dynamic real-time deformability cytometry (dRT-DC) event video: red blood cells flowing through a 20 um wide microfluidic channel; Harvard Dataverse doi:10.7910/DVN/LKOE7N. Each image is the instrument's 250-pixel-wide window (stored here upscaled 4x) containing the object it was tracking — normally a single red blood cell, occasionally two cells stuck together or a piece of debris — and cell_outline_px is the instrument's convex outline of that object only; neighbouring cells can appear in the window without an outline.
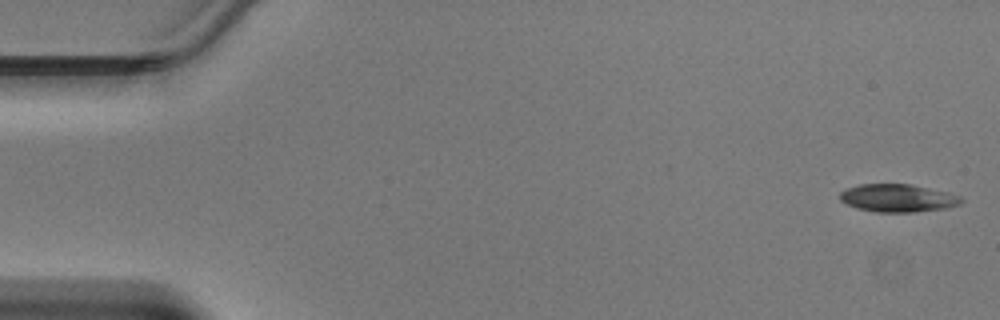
{"species": "Egyptian fruit bat (a non-hibernating species)", "species_latin": "Rousettus aegyptiacus", "temperature_condition": "warm", "stored_images_in_passage": 12, "camera_frame_rate_fps": 3000, "um_per_image_px": 0.085, "animal": {"sex": "male"}, "frame": {"image": 1, "passage_image": 1, "time_ms": 0.0, "image_size_px": [1000, 320], "cell_outline_px": [[964, 200], [960, 204], [948, 208], [912, 212], [876, 212], [856, 208], [840, 200], [840, 192], [844, 188], [860, 184], [908, 184], [948, 192], [960, 196]], "centroid_in_image_um": [76.3, 16.83], "position_along_channel_um": 8.7, "area_um2": 19.71}}
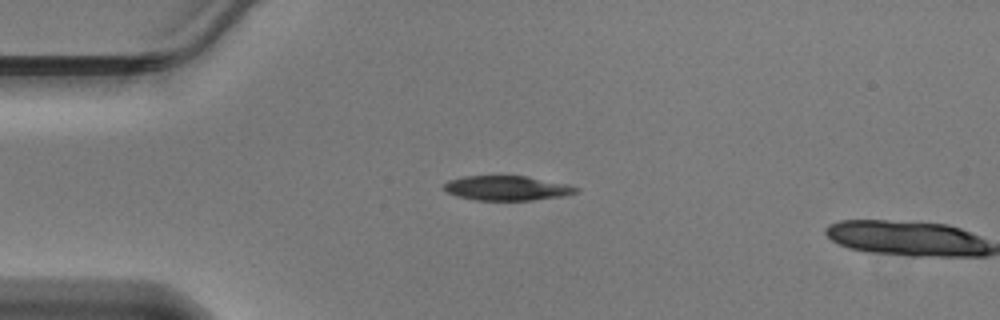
{"frame": {"image": 2, "passage_image": 11, "time_ms": 3.333, "image_size_px": [1000, 320], "cell_outline_px": [[580, 188], [576, 192], [560, 196], [532, 200], [476, 200], [460, 196], [448, 192], [444, 188], [444, 184], [448, 180], [464, 176], [528, 176], [568, 184]], "centroid_in_image_um": [43.1, 15.98], "position_along_channel_um": 41.9, "area_um2": 18.73}}